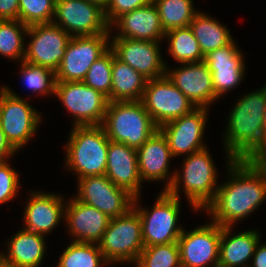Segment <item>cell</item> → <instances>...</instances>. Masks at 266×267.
Instances as JSON below:
<instances>
[{"instance_id": "obj_1", "label": "cell", "mask_w": 266, "mask_h": 267, "mask_svg": "<svg viewBox=\"0 0 266 267\" xmlns=\"http://www.w3.org/2000/svg\"><path fill=\"white\" fill-rule=\"evenodd\" d=\"M225 167L228 181L220 182L214 199L203 211L211 222L234 227L266 200V169L256 159L226 160Z\"/></svg>"}, {"instance_id": "obj_2", "label": "cell", "mask_w": 266, "mask_h": 267, "mask_svg": "<svg viewBox=\"0 0 266 267\" xmlns=\"http://www.w3.org/2000/svg\"><path fill=\"white\" fill-rule=\"evenodd\" d=\"M239 98L226 119L227 126L222 136L225 157L227 160L256 159L262 153L266 83L260 89Z\"/></svg>"}, {"instance_id": "obj_3", "label": "cell", "mask_w": 266, "mask_h": 267, "mask_svg": "<svg viewBox=\"0 0 266 267\" xmlns=\"http://www.w3.org/2000/svg\"><path fill=\"white\" fill-rule=\"evenodd\" d=\"M209 147L191 153L182 160V170L176 169L173 182L167 192L179 199L180 189L186 195L188 204L194 211H201L214 199L219 187L214 159ZM181 171V172H180ZM182 187V188H181Z\"/></svg>"}, {"instance_id": "obj_4", "label": "cell", "mask_w": 266, "mask_h": 267, "mask_svg": "<svg viewBox=\"0 0 266 267\" xmlns=\"http://www.w3.org/2000/svg\"><path fill=\"white\" fill-rule=\"evenodd\" d=\"M109 141L101 125L74 126L65 143V169L77 179L105 175Z\"/></svg>"}, {"instance_id": "obj_5", "label": "cell", "mask_w": 266, "mask_h": 267, "mask_svg": "<svg viewBox=\"0 0 266 267\" xmlns=\"http://www.w3.org/2000/svg\"><path fill=\"white\" fill-rule=\"evenodd\" d=\"M101 126L110 141L136 150L159 129L141 100L109 102Z\"/></svg>"}, {"instance_id": "obj_6", "label": "cell", "mask_w": 266, "mask_h": 267, "mask_svg": "<svg viewBox=\"0 0 266 267\" xmlns=\"http://www.w3.org/2000/svg\"><path fill=\"white\" fill-rule=\"evenodd\" d=\"M139 198L140 196L134 198L133 208L140 216L144 247L177 242L184 229L177 224L181 200L167 191H161L149 210L139 205Z\"/></svg>"}, {"instance_id": "obj_7", "label": "cell", "mask_w": 266, "mask_h": 267, "mask_svg": "<svg viewBox=\"0 0 266 267\" xmlns=\"http://www.w3.org/2000/svg\"><path fill=\"white\" fill-rule=\"evenodd\" d=\"M98 246L110 265L135 264L144 248L138 212L131 208L125 215L111 218Z\"/></svg>"}, {"instance_id": "obj_8", "label": "cell", "mask_w": 266, "mask_h": 267, "mask_svg": "<svg viewBox=\"0 0 266 267\" xmlns=\"http://www.w3.org/2000/svg\"><path fill=\"white\" fill-rule=\"evenodd\" d=\"M42 119L27 100L7 85L0 87V126L18 152L35 136Z\"/></svg>"}, {"instance_id": "obj_9", "label": "cell", "mask_w": 266, "mask_h": 267, "mask_svg": "<svg viewBox=\"0 0 266 267\" xmlns=\"http://www.w3.org/2000/svg\"><path fill=\"white\" fill-rule=\"evenodd\" d=\"M55 97L74 118V126L101 125L109 103L101 92L83 81H56Z\"/></svg>"}, {"instance_id": "obj_10", "label": "cell", "mask_w": 266, "mask_h": 267, "mask_svg": "<svg viewBox=\"0 0 266 267\" xmlns=\"http://www.w3.org/2000/svg\"><path fill=\"white\" fill-rule=\"evenodd\" d=\"M141 101L158 127L197 108L167 75L148 80Z\"/></svg>"}, {"instance_id": "obj_11", "label": "cell", "mask_w": 266, "mask_h": 267, "mask_svg": "<svg viewBox=\"0 0 266 267\" xmlns=\"http://www.w3.org/2000/svg\"><path fill=\"white\" fill-rule=\"evenodd\" d=\"M76 189L74 197L77 200L95 207L110 219L125 215L133 208L135 197L114 185L106 175L77 179Z\"/></svg>"}, {"instance_id": "obj_12", "label": "cell", "mask_w": 266, "mask_h": 267, "mask_svg": "<svg viewBox=\"0 0 266 267\" xmlns=\"http://www.w3.org/2000/svg\"><path fill=\"white\" fill-rule=\"evenodd\" d=\"M53 23L71 37L111 34L104 10L86 0H56Z\"/></svg>"}, {"instance_id": "obj_13", "label": "cell", "mask_w": 266, "mask_h": 267, "mask_svg": "<svg viewBox=\"0 0 266 267\" xmlns=\"http://www.w3.org/2000/svg\"><path fill=\"white\" fill-rule=\"evenodd\" d=\"M110 34L72 36L56 73V81H83L90 66L110 48Z\"/></svg>"}, {"instance_id": "obj_14", "label": "cell", "mask_w": 266, "mask_h": 267, "mask_svg": "<svg viewBox=\"0 0 266 267\" xmlns=\"http://www.w3.org/2000/svg\"><path fill=\"white\" fill-rule=\"evenodd\" d=\"M221 226L205 222L192 230L183 229L178 245L181 267H218Z\"/></svg>"}, {"instance_id": "obj_15", "label": "cell", "mask_w": 266, "mask_h": 267, "mask_svg": "<svg viewBox=\"0 0 266 267\" xmlns=\"http://www.w3.org/2000/svg\"><path fill=\"white\" fill-rule=\"evenodd\" d=\"M24 61L56 72L63 60L71 36L54 23L28 26Z\"/></svg>"}, {"instance_id": "obj_16", "label": "cell", "mask_w": 266, "mask_h": 267, "mask_svg": "<svg viewBox=\"0 0 266 267\" xmlns=\"http://www.w3.org/2000/svg\"><path fill=\"white\" fill-rule=\"evenodd\" d=\"M208 112L209 109L206 107H197L189 114L159 127L167 139L173 159L182 155H190L208 147L203 143Z\"/></svg>"}, {"instance_id": "obj_17", "label": "cell", "mask_w": 266, "mask_h": 267, "mask_svg": "<svg viewBox=\"0 0 266 267\" xmlns=\"http://www.w3.org/2000/svg\"><path fill=\"white\" fill-rule=\"evenodd\" d=\"M161 42L134 40L129 38H111L110 48L115 57L130 65L148 80L166 75V60L161 54Z\"/></svg>"}, {"instance_id": "obj_18", "label": "cell", "mask_w": 266, "mask_h": 267, "mask_svg": "<svg viewBox=\"0 0 266 267\" xmlns=\"http://www.w3.org/2000/svg\"><path fill=\"white\" fill-rule=\"evenodd\" d=\"M166 75L196 107L210 108L218 101L213 88L212 73L205 61L180 63L179 68L166 66Z\"/></svg>"}, {"instance_id": "obj_19", "label": "cell", "mask_w": 266, "mask_h": 267, "mask_svg": "<svg viewBox=\"0 0 266 267\" xmlns=\"http://www.w3.org/2000/svg\"><path fill=\"white\" fill-rule=\"evenodd\" d=\"M235 42L236 40L205 56L204 61L212 73L213 88L218 99L239 86L246 75L244 53Z\"/></svg>"}, {"instance_id": "obj_20", "label": "cell", "mask_w": 266, "mask_h": 267, "mask_svg": "<svg viewBox=\"0 0 266 267\" xmlns=\"http://www.w3.org/2000/svg\"><path fill=\"white\" fill-rule=\"evenodd\" d=\"M29 192L23 210V229L46 236L64 221L66 201L54 192Z\"/></svg>"}, {"instance_id": "obj_21", "label": "cell", "mask_w": 266, "mask_h": 267, "mask_svg": "<svg viewBox=\"0 0 266 267\" xmlns=\"http://www.w3.org/2000/svg\"><path fill=\"white\" fill-rule=\"evenodd\" d=\"M139 174L142 182H163L162 191H167L171 186L175 171L170 172V161L173 158L167 139L158 129L137 150Z\"/></svg>"}, {"instance_id": "obj_22", "label": "cell", "mask_w": 266, "mask_h": 267, "mask_svg": "<svg viewBox=\"0 0 266 267\" xmlns=\"http://www.w3.org/2000/svg\"><path fill=\"white\" fill-rule=\"evenodd\" d=\"M110 32L116 28L110 37L129 38L161 42L165 40V31L160 22L157 6L154 2L139 7L118 17L110 26Z\"/></svg>"}, {"instance_id": "obj_23", "label": "cell", "mask_w": 266, "mask_h": 267, "mask_svg": "<svg viewBox=\"0 0 266 267\" xmlns=\"http://www.w3.org/2000/svg\"><path fill=\"white\" fill-rule=\"evenodd\" d=\"M110 218L95 207L77 200H66L65 225L72 242L98 243L106 231Z\"/></svg>"}, {"instance_id": "obj_24", "label": "cell", "mask_w": 266, "mask_h": 267, "mask_svg": "<svg viewBox=\"0 0 266 267\" xmlns=\"http://www.w3.org/2000/svg\"><path fill=\"white\" fill-rule=\"evenodd\" d=\"M105 175L116 186L127 190L134 197L142 193L137 151L124 143L109 141Z\"/></svg>"}, {"instance_id": "obj_25", "label": "cell", "mask_w": 266, "mask_h": 267, "mask_svg": "<svg viewBox=\"0 0 266 267\" xmlns=\"http://www.w3.org/2000/svg\"><path fill=\"white\" fill-rule=\"evenodd\" d=\"M233 230V227H221L218 267H249L261 234L257 229L238 234H232Z\"/></svg>"}, {"instance_id": "obj_26", "label": "cell", "mask_w": 266, "mask_h": 267, "mask_svg": "<svg viewBox=\"0 0 266 267\" xmlns=\"http://www.w3.org/2000/svg\"><path fill=\"white\" fill-rule=\"evenodd\" d=\"M6 244V253L0 252L5 261L23 267H40L46 256L45 236L20 229L10 236Z\"/></svg>"}, {"instance_id": "obj_27", "label": "cell", "mask_w": 266, "mask_h": 267, "mask_svg": "<svg viewBox=\"0 0 266 267\" xmlns=\"http://www.w3.org/2000/svg\"><path fill=\"white\" fill-rule=\"evenodd\" d=\"M111 81L110 102L140 101L148 79L117 59L113 52Z\"/></svg>"}, {"instance_id": "obj_28", "label": "cell", "mask_w": 266, "mask_h": 267, "mask_svg": "<svg viewBox=\"0 0 266 267\" xmlns=\"http://www.w3.org/2000/svg\"><path fill=\"white\" fill-rule=\"evenodd\" d=\"M189 26L199 43L204 57L213 50L224 47L234 41L229 28L208 13L199 11Z\"/></svg>"}, {"instance_id": "obj_29", "label": "cell", "mask_w": 266, "mask_h": 267, "mask_svg": "<svg viewBox=\"0 0 266 267\" xmlns=\"http://www.w3.org/2000/svg\"><path fill=\"white\" fill-rule=\"evenodd\" d=\"M165 39L168 40L169 44L167 45V53L176 60V63H192L205 60L190 26L169 30L165 34Z\"/></svg>"}, {"instance_id": "obj_30", "label": "cell", "mask_w": 266, "mask_h": 267, "mask_svg": "<svg viewBox=\"0 0 266 267\" xmlns=\"http://www.w3.org/2000/svg\"><path fill=\"white\" fill-rule=\"evenodd\" d=\"M56 267H108L98 243L69 242Z\"/></svg>"}, {"instance_id": "obj_31", "label": "cell", "mask_w": 266, "mask_h": 267, "mask_svg": "<svg viewBox=\"0 0 266 267\" xmlns=\"http://www.w3.org/2000/svg\"><path fill=\"white\" fill-rule=\"evenodd\" d=\"M153 2L158 8L161 26L165 33L175 28L188 27L200 11L195 10L193 0H153Z\"/></svg>"}, {"instance_id": "obj_32", "label": "cell", "mask_w": 266, "mask_h": 267, "mask_svg": "<svg viewBox=\"0 0 266 267\" xmlns=\"http://www.w3.org/2000/svg\"><path fill=\"white\" fill-rule=\"evenodd\" d=\"M27 29L19 20H0V55L21 63L25 57Z\"/></svg>"}, {"instance_id": "obj_33", "label": "cell", "mask_w": 266, "mask_h": 267, "mask_svg": "<svg viewBox=\"0 0 266 267\" xmlns=\"http://www.w3.org/2000/svg\"><path fill=\"white\" fill-rule=\"evenodd\" d=\"M19 68L21 81L27 89L43 97L55 96L56 73L53 70L24 60Z\"/></svg>"}, {"instance_id": "obj_34", "label": "cell", "mask_w": 266, "mask_h": 267, "mask_svg": "<svg viewBox=\"0 0 266 267\" xmlns=\"http://www.w3.org/2000/svg\"><path fill=\"white\" fill-rule=\"evenodd\" d=\"M135 267H181L178 242L145 246Z\"/></svg>"}, {"instance_id": "obj_35", "label": "cell", "mask_w": 266, "mask_h": 267, "mask_svg": "<svg viewBox=\"0 0 266 267\" xmlns=\"http://www.w3.org/2000/svg\"><path fill=\"white\" fill-rule=\"evenodd\" d=\"M113 50L109 48L90 66L83 82L101 92L110 102Z\"/></svg>"}, {"instance_id": "obj_36", "label": "cell", "mask_w": 266, "mask_h": 267, "mask_svg": "<svg viewBox=\"0 0 266 267\" xmlns=\"http://www.w3.org/2000/svg\"><path fill=\"white\" fill-rule=\"evenodd\" d=\"M56 0H19V21L26 26L53 23Z\"/></svg>"}, {"instance_id": "obj_37", "label": "cell", "mask_w": 266, "mask_h": 267, "mask_svg": "<svg viewBox=\"0 0 266 267\" xmlns=\"http://www.w3.org/2000/svg\"><path fill=\"white\" fill-rule=\"evenodd\" d=\"M8 162H0V205L15 199L19 188H22L19 172Z\"/></svg>"}, {"instance_id": "obj_38", "label": "cell", "mask_w": 266, "mask_h": 267, "mask_svg": "<svg viewBox=\"0 0 266 267\" xmlns=\"http://www.w3.org/2000/svg\"><path fill=\"white\" fill-rule=\"evenodd\" d=\"M153 0H109L104 11L106 21L110 26L118 17L149 4Z\"/></svg>"}, {"instance_id": "obj_39", "label": "cell", "mask_w": 266, "mask_h": 267, "mask_svg": "<svg viewBox=\"0 0 266 267\" xmlns=\"http://www.w3.org/2000/svg\"><path fill=\"white\" fill-rule=\"evenodd\" d=\"M0 20H19V0H0Z\"/></svg>"}, {"instance_id": "obj_40", "label": "cell", "mask_w": 266, "mask_h": 267, "mask_svg": "<svg viewBox=\"0 0 266 267\" xmlns=\"http://www.w3.org/2000/svg\"><path fill=\"white\" fill-rule=\"evenodd\" d=\"M18 151L12 146V144L7 140L2 127L0 126V162H7L17 155ZM10 158V159H9Z\"/></svg>"}, {"instance_id": "obj_41", "label": "cell", "mask_w": 266, "mask_h": 267, "mask_svg": "<svg viewBox=\"0 0 266 267\" xmlns=\"http://www.w3.org/2000/svg\"><path fill=\"white\" fill-rule=\"evenodd\" d=\"M249 267H266V242L261 243V240L257 244L254 254L251 259Z\"/></svg>"}, {"instance_id": "obj_42", "label": "cell", "mask_w": 266, "mask_h": 267, "mask_svg": "<svg viewBox=\"0 0 266 267\" xmlns=\"http://www.w3.org/2000/svg\"><path fill=\"white\" fill-rule=\"evenodd\" d=\"M266 149V112L263 118V128H262V152Z\"/></svg>"}, {"instance_id": "obj_43", "label": "cell", "mask_w": 266, "mask_h": 267, "mask_svg": "<svg viewBox=\"0 0 266 267\" xmlns=\"http://www.w3.org/2000/svg\"><path fill=\"white\" fill-rule=\"evenodd\" d=\"M86 1H88L89 3L96 4L105 11L109 0H86Z\"/></svg>"}, {"instance_id": "obj_44", "label": "cell", "mask_w": 266, "mask_h": 267, "mask_svg": "<svg viewBox=\"0 0 266 267\" xmlns=\"http://www.w3.org/2000/svg\"><path fill=\"white\" fill-rule=\"evenodd\" d=\"M256 160L266 169V149L256 158Z\"/></svg>"}, {"instance_id": "obj_45", "label": "cell", "mask_w": 266, "mask_h": 267, "mask_svg": "<svg viewBox=\"0 0 266 267\" xmlns=\"http://www.w3.org/2000/svg\"><path fill=\"white\" fill-rule=\"evenodd\" d=\"M0 267H23V266L9 263L5 261L2 257H0Z\"/></svg>"}]
</instances>
